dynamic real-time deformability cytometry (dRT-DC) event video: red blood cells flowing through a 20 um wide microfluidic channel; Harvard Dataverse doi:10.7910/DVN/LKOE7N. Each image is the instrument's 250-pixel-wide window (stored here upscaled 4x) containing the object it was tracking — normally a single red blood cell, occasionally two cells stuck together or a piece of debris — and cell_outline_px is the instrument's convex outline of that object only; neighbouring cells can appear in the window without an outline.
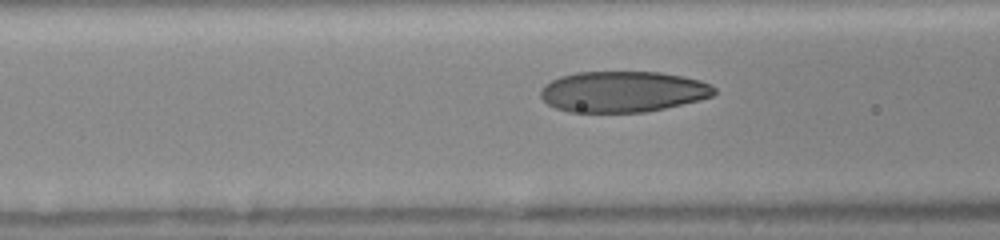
{"species": "human", "species_latin": "Homo sapiens", "temperature_condition": "room temperature", "stored_images_in_passage": 19, "camera_frame_rate_fps": 3000, "um_per_image_px": 0.085, "donor": {"sex": "female"}, "frame": {"image": 1, "passage_image": 14, "time_ms": 4.333, "image_size_px": [1000, 240], "cell_outline_px": [[716, 92], [712, 96], [700, 100], [664, 108], [644, 112], [568, 112], [556, 108], [548, 104], [540, 96], [540, 92], [544, 84], [560, 76], [576, 72], [660, 72], [700, 80], [712, 84], [716, 88]], "centroid_in_image_um": [52.94, 7.79], "position_along_channel_um": 113.7, "area_um2": 41.5}}
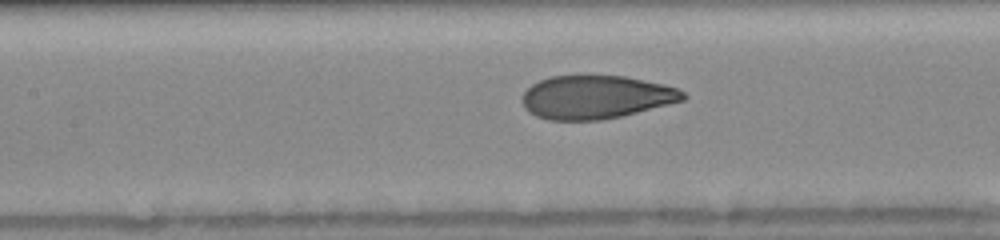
{"frame": {"image": 2, "passage_image": 17, "time_ms": 5.333, "image_size_px": [1000, 240], "cell_outline_px": [[688, 96], [684, 100], [620, 116], [600, 120], [548, 120], [536, 116], [528, 112], [524, 108], [520, 100], [524, 92], [532, 84], [540, 80], [552, 76], [624, 76], [664, 84], [676, 88], [684, 92]], "centroid_in_image_um": [50.62, 8.26], "position_along_channel_um": 156.8, "area_um2": 40.52}}